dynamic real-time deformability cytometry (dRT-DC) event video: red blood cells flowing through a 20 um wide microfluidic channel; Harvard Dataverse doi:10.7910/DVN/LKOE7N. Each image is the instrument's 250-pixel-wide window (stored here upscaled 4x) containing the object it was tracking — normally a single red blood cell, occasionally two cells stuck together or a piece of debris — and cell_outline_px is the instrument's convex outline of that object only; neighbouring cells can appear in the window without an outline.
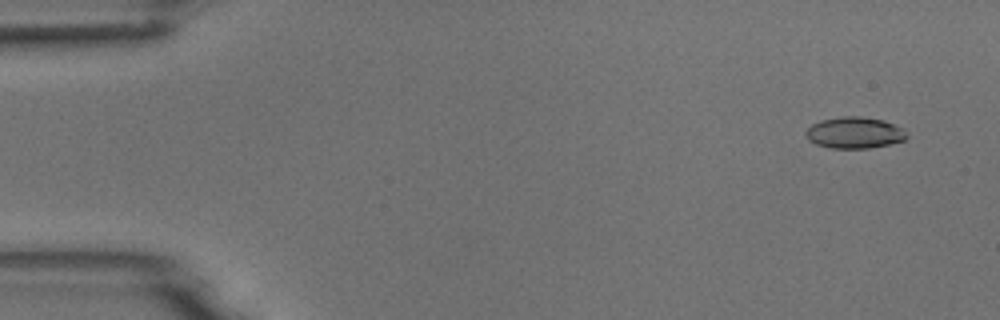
{"species": "common noctule bat (a hibernating species)", "species_latin": "Nyctalus noctula", "temperature_condition": "room temperature", "stored_images_in_passage": 55, "camera_frame_rate_fps": 3000, "um_per_image_px": 0.085, "animal": {"sex": "male", "body_mass_g": 18.8}, "frame": {"image": 1, "passage_image": 4, "time_ms": 1.0, "image_size_px": [1000, 320], "cell_outline_px": [[908, 136], [904, 140], [888, 144], [868, 148], [832, 148], [816, 144], [808, 140], [804, 132], [812, 124], [820, 120], [844, 116], [860, 116], [884, 120], [904, 128]], "centroid_in_image_um": [72.63, 11.27], "position_along_channel_um": 12.4, "area_um2": 18.5}}
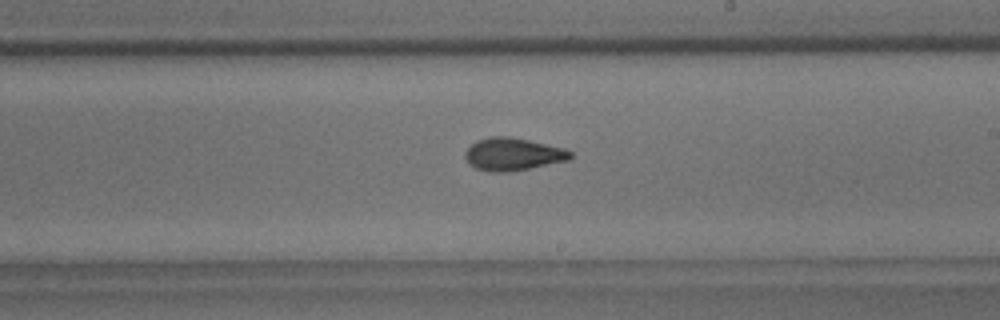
{"frame": {"image": 2, "passage_image": 32, "time_ms": 10.333, "image_size_px": [1000, 320], "cell_outline_px": [[572, 156], [568, 160], [508, 172], [492, 172], [476, 168], [468, 164], [464, 156], [464, 152], [476, 140], [492, 136], [508, 136], [528, 140], [564, 148], [572, 152]], "centroid_in_image_um": [43.55, 13.1], "position_along_channel_um": 245.4, "area_um2": 19.88}}
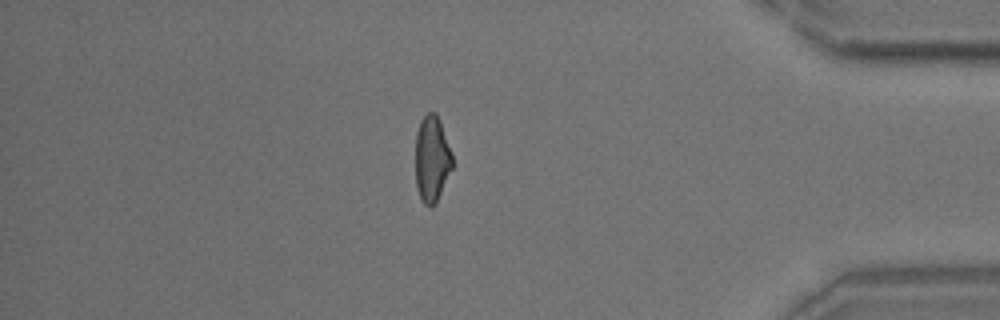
{"frame": {"image": 3, "passage_image": 47, "time_ms": 15.333, "image_size_px": [1000, 320], "cell_outline_px": [[452, 168], [436, 204], [432, 208], [428, 208], [420, 200], [416, 188], [416, 132], [420, 120], [428, 112], [436, 112], [440, 120], [452, 156]], "centroid_in_image_um": [36.69, 13.55], "position_along_channel_um": 398.5, "area_um2": 18.73}, "authors_computed_cell_mechanics": {"area_um2": 19.363, "velocity_mm_per_s": 3.7573, "shape_relaxation_time_tau1_ms": 6.7809, "shape_relaxation_time_tau2_ms": 1.921, "deformation_change_tau1": 0.1713, "deformation_change_tau2": 0.0828}}